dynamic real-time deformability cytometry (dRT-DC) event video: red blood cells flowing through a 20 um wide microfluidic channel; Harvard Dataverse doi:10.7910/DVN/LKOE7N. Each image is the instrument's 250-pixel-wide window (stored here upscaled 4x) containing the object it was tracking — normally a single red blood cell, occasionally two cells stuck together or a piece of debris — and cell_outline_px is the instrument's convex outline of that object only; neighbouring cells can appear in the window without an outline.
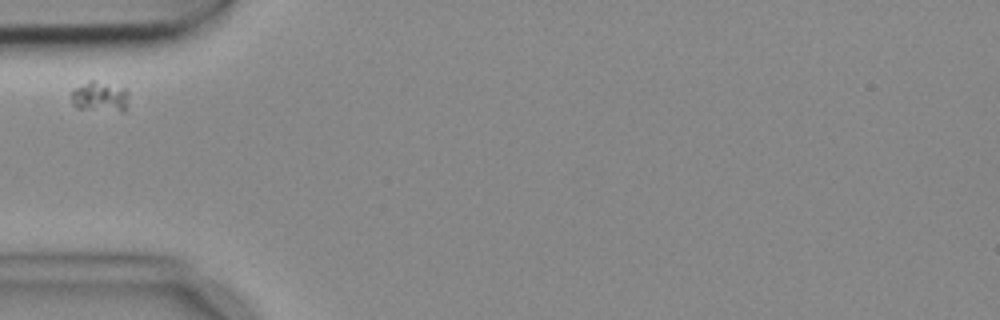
{"species": "common noctule bat (a hibernating species)", "species_latin": "Nyctalus noctula", "temperature_condition": "cold", "stored_images_in_passage": 2, "camera_frame_rate_fps": 3000, "um_per_image_px": 0.085, "animal": {"sex": "female", "body_mass_g": 18.4}, "frame": {"image": 1, "passage_image": 1, "time_ms": 0.0, "image_size_px": [1000, 320], "cell_outline_px": [[128, 92], [124, 112], [120, 112], [76, 108], [72, 104], [72, 88], [92, 80], [124, 88]], "centroid_in_image_um": [8.46, 8.24], "position_along_channel_um": 76.5, "area_um2": 10.06}}